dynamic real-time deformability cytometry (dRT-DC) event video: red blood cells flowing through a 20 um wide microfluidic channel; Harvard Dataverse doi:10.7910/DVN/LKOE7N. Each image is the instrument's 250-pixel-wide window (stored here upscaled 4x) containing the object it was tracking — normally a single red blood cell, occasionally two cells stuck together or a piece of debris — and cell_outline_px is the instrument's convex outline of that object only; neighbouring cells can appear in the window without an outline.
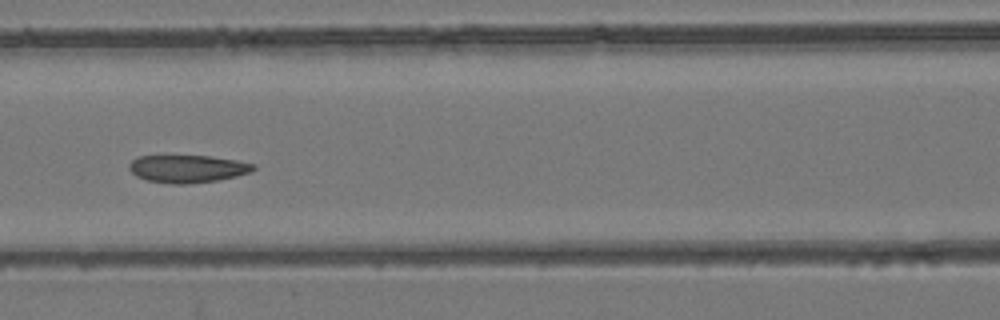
{"species": "common noctule bat (a hibernating species)", "species_latin": "Nyctalus noctula", "temperature_condition": "room temperature", "stored_images_in_passage": 7, "camera_frame_rate_fps": 3000, "um_per_image_px": 0.085, "animal": {"sex": "female", "body_mass_g": 24.6, "forearm_length_mm": 56.2}, "frame": {"image": 1, "passage_image": 7, "time_ms": 6.667, "image_size_px": [1000, 320], "cell_outline_px": [[256, 168], [252, 172], [236, 176], [216, 180], [188, 184], [172, 184], [148, 180], [136, 176], [128, 168], [128, 164], [136, 156], [208, 156], [236, 160], [256, 164]], "centroid_in_image_um": [15.94, 14.34], "position_along_channel_um": 150.7, "area_um2": 20.0}}